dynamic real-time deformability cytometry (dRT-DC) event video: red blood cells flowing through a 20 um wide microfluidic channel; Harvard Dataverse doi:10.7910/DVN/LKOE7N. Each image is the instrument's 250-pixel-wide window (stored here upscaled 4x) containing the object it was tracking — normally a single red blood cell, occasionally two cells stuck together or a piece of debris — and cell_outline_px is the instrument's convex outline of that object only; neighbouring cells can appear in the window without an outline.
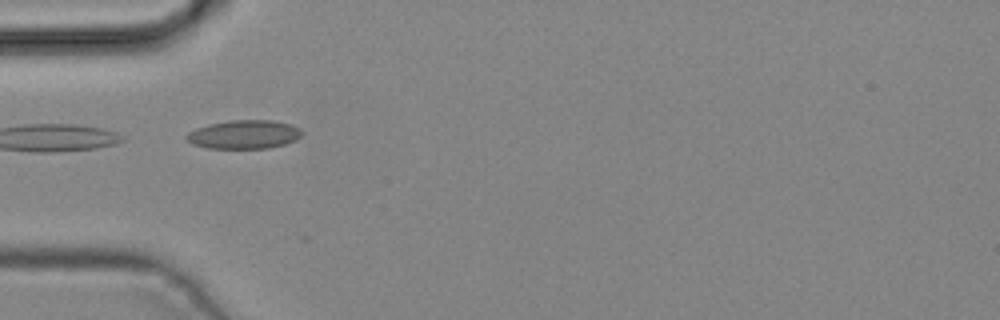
{"species": "common noctule bat (a hibernating species)", "species_latin": "Nyctalus noctula", "temperature_condition": "cold", "stored_images_in_passage": 2, "camera_frame_rate_fps": 3000, "um_per_image_px": 0.085, "animal": {"sex": "male", "body_mass_g": 19.2, "forearm_length_mm": 51.8}, "frame": {"image": 1, "passage_image": 1, "time_ms": 0.0, "image_size_px": [1000, 320], "cell_outline_px": [[304, 132], [296, 140], [284, 144], [268, 148], [208, 148], [192, 144], [184, 136], [188, 132], [196, 128], [208, 124], [232, 120], [272, 120], [292, 124], [300, 128]], "centroid_in_image_um": [20.76, 11.42], "position_along_channel_um": 64.2, "area_um2": 19.36}}
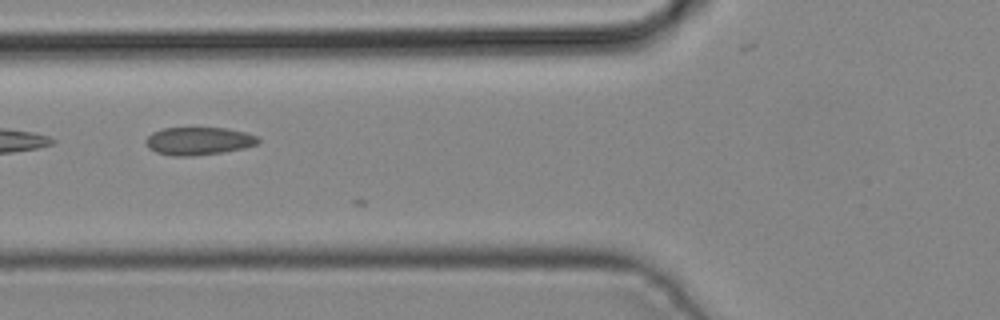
{"frame": {"image": 2, "passage_image": 2, "time_ms": 0.333, "image_size_px": [1000, 320], "cell_outline_px": [[260, 140], [256, 144], [244, 148], [224, 152], [192, 156], [172, 156], [156, 152], [148, 148], [144, 144], [144, 140], [152, 132], [164, 128], [228, 128], [244, 132], [256, 136]], "centroid_in_image_um": [16.83, 11.99], "position_along_channel_um": 109.0, "area_um2": 18.32}}